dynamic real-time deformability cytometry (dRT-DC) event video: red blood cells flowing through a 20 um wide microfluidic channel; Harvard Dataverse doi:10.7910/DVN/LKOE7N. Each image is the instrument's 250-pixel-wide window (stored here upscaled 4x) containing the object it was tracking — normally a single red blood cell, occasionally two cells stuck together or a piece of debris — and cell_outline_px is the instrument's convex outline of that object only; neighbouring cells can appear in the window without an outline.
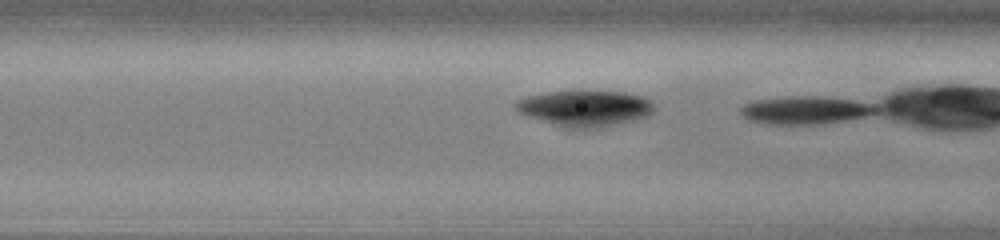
{"species": "common noctule bat (a hibernating species)", "species_latin": "Nyctalus noctula", "temperature_condition": "cold", "stored_images_in_passage": 9, "camera_frame_rate_fps": 3000, "um_per_image_px": 0.085, "animal": {"sex": "male", "body_mass_g": 13.0, "forearm_length_mm": 53.1}, "frame": {"image": 1, "passage_image": 4, "time_ms": 1.0, "image_size_px": [1000, 240], "cell_outline_px": [[656, 108], [648, 116], [600, 128], [560, 128], [528, 116], [520, 112], [516, 108], [516, 100], [528, 96], [548, 92], [624, 92], [644, 96], [652, 100], [656, 104]], "centroid_in_image_um": [49.77, 9.22], "position_along_channel_um": 116.8, "area_um2": 28.96}}